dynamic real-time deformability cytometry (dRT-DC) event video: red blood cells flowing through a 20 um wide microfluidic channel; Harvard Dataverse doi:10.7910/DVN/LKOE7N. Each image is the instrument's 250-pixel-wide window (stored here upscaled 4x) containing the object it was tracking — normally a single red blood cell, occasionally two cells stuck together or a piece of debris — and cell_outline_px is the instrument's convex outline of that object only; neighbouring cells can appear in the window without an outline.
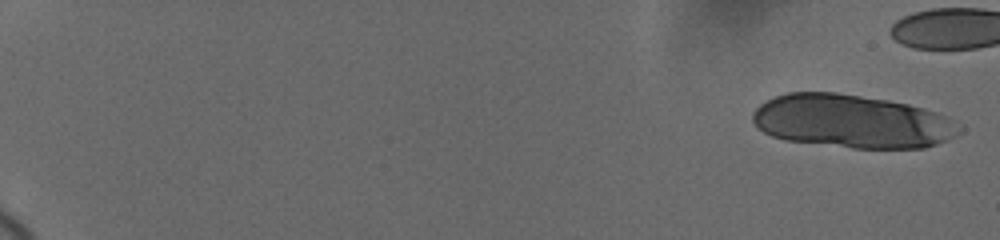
{"species": "human", "species_latin": "Homo sapiens", "temperature_condition": "cold", "stored_images_in_passage": 18, "camera_frame_rate_fps": 3000, "um_per_image_px": 0.085, "donor": {"sex": "female"}, "frame": {"image": 1, "passage_image": 1, "time_ms": 0.0, "image_size_px": [1000, 240], "cell_outline_px": [[956, 132], [952, 136], [936, 144], [924, 148], [852, 148], [784, 140], [772, 136], [764, 132], [752, 120], [752, 112], [760, 104], [776, 96], [788, 92], [836, 92], [888, 100], [908, 104], [936, 112], [944, 116]], "centroid_in_image_um": [72.28, 10.31], "position_along_channel_um": 12.7, "area_um2": 63.23}}